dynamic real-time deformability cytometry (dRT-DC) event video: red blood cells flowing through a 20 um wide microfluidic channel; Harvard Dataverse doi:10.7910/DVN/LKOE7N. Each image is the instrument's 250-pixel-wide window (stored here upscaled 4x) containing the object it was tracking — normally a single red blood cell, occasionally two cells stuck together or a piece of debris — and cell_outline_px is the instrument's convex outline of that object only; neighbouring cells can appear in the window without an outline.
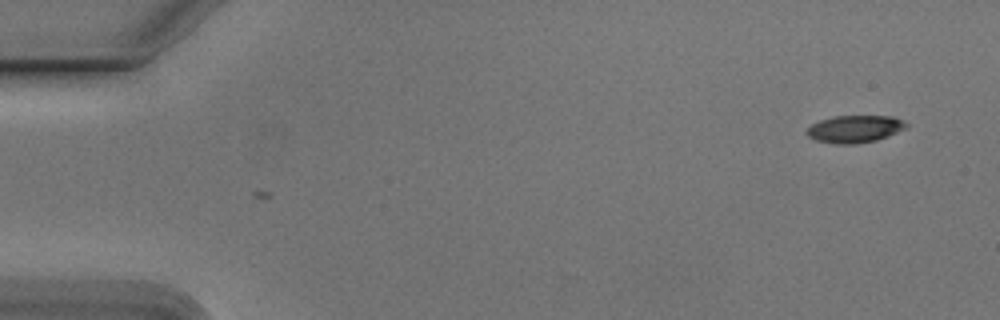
{"species": "Egyptian fruit bat (a non-hibernating species)", "species_latin": "Rousettus aegyptiacus", "temperature_condition": "cold", "stored_images_in_passage": 2, "camera_frame_rate_fps": 3000, "um_per_image_px": 0.085, "animal": {"sex": "male"}, "frame": {"image": 1, "passage_image": 2, "time_ms": 0.333, "image_size_px": [1000, 320], "cell_outline_px": [[908, 128], [876, 140], [852, 144], [836, 144], [816, 140], [808, 136], [804, 132], [812, 124], [820, 120], [832, 116], [892, 116], [904, 120], [908, 124]], "centroid_in_image_um": [72.66, 10.95], "position_along_channel_um": 12.3, "area_um2": 15.9}}